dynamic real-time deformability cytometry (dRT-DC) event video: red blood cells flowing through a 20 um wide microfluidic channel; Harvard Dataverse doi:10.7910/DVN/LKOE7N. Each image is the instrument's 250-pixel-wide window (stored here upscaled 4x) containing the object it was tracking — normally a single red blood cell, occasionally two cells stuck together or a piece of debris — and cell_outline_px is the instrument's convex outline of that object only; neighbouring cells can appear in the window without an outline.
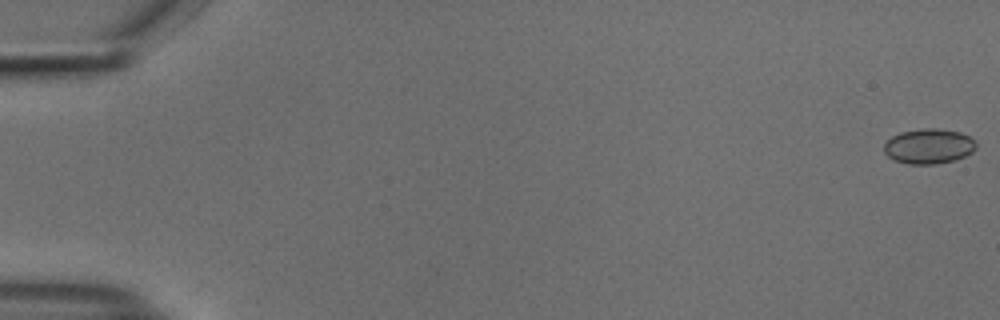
{"species": "common noctule bat (a hibernating species)", "species_latin": "Nyctalus noctula", "temperature_condition": "cold", "stored_images_in_passage": 10, "camera_frame_rate_fps": 3000, "um_per_image_px": 0.085, "animal": {"sex": "male", "body_mass_g": 18.8}, "frame": {"image": 1, "passage_image": 1, "time_ms": 0.0, "image_size_px": [1000, 320], "cell_outline_px": [[976, 148], [972, 152], [956, 160], [936, 164], [908, 164], [896, 160], [888, 156], [884, 152], [884, 144], [892, 136], [900, 132], [920, 128], [936, 128], [960, 132], [976, 140]], "centroid_in_image_um": [78.96, 12.42], "position_along_channel_um": 6.0, "area_um2": 18.9}}